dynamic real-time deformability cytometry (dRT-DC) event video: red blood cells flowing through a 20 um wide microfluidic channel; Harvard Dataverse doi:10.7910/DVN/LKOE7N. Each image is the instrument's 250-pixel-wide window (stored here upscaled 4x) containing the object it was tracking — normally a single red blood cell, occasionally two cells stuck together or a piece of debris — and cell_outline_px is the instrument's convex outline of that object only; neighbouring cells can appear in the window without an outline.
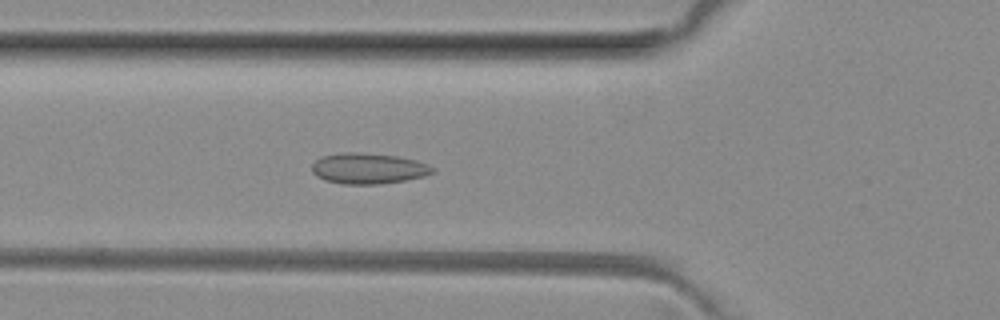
{"species": "common noctule bat (a hibernating species)", "species_latin": "Nyctalus noctula", "temperature_condition": "room temperature", "stored_images_in_passage": 39, "camera_frame_rate_fps": 3000, "um_per_image_px": 0.085, "animal": {"sex": "female", "body_mass_g": 29.2, "forearm_length_mm": 56.3}, "frame": {"image": 1, "passage_image": 9, "time_ms": 2.667, "image_size_px": [1000, 320], "cell_outline_px": [[436, 172], [424, 176], [404, 180], [380, 184], [340, 184], [324, 180], [316, 176], [312, 172], [312, 164], [320, 156], [340, 152], [356, 152], [396, 156], [416, 160], [428, 164], [436, 168]], "centroid_in_image_um": [31.29, 14.32], "position_along_channel_um": 94.5, "area_um2": 21.85}}
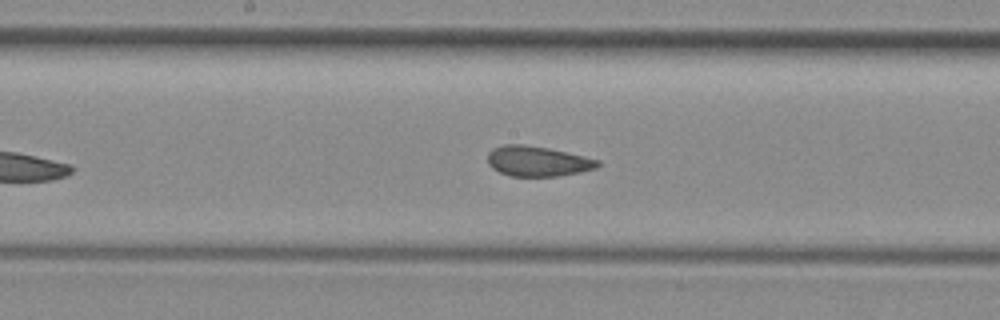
{"frame": {"image": 2, "passage_image": 17, "time_ms": 5.333, "image_size_px": [1000, 320], "cell_outline_px": [[600, 164], [596, 168], [580, 172], [556, 176], [508, 176], [492, 168], [488, 164], [488, 152], [492, 148], [504, 144], [520, 144], [548, 148], [584, 156], [600, 160]], "centroid_in_image_um": [45.67, 13.7], "position_along_channel_um": 202.5, "area_um2": 19.36}}
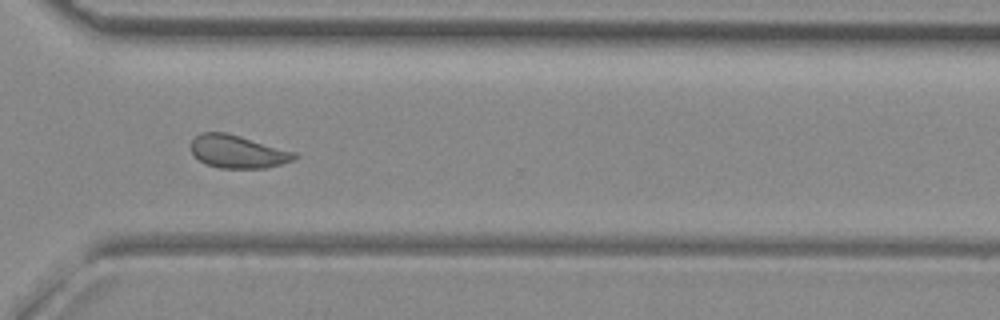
{"frame": {"image": 3, "passage_image": 28, "time_ms": 9.0, "image_size_px": [1000, 320], "cell_outline_px": [[300, 156], [296, 160], [264, 168], [220, 168], [208, 164], [200, 160], [192, 152], [192, 140], [200, 132], [228, 132], [296, 152]], "centroid_in_image_um": [20.26, 12.88], "position_along_channel_um": 350.3, "area_um2": 19.88}, "authors_computed_cell_mechanics": {"area_um2": 19.941, "velocity_mm_per_s": 4.0372, "shape_relaxation_time_tau1_ms": null, "shape_relaxation_time_tau2_ms": 1.4571, "deformation_change_tau1": null, "deformation_change_tau2": 0.0651}}